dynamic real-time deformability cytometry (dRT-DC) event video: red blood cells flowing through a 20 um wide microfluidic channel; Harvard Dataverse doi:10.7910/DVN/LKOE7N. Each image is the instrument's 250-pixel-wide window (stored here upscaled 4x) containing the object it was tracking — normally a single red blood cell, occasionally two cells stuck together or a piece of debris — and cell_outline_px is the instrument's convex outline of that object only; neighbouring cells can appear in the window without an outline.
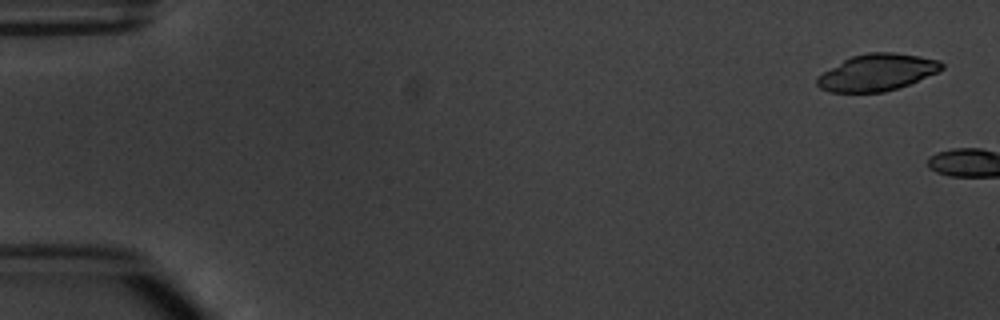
{"species": "common noctule bat (a hibernating species)", "species_latin": "Nyctalus noctula", "temperature_condition": "warm", "stored_images_in_passage": 2, "camera_frame_rate_fps": 3000, "um_per_image_px": 0.085, "animal": {"sex": "male", "body_mass_g": 20.1, "forearm_length_mm": 53.5}, "frame": {"image": 1, "passage_image": 1, "time_ms": 0.0, "image_size_px": [1000, 320], "cell_outline_px": [[944, 68], [936, 72], [900, 88], [884, 92], [828, 92], [820, 88], [816, 84], [816, 76], [844, 60], [852, 56], [868, 52], [892, 52], [920, 56], [940, 60], [944, 64]], "centroid_in_image_um": [74.54, 6.16], "position_along_channel_um": 10.5, "area_um2": 26.7}}